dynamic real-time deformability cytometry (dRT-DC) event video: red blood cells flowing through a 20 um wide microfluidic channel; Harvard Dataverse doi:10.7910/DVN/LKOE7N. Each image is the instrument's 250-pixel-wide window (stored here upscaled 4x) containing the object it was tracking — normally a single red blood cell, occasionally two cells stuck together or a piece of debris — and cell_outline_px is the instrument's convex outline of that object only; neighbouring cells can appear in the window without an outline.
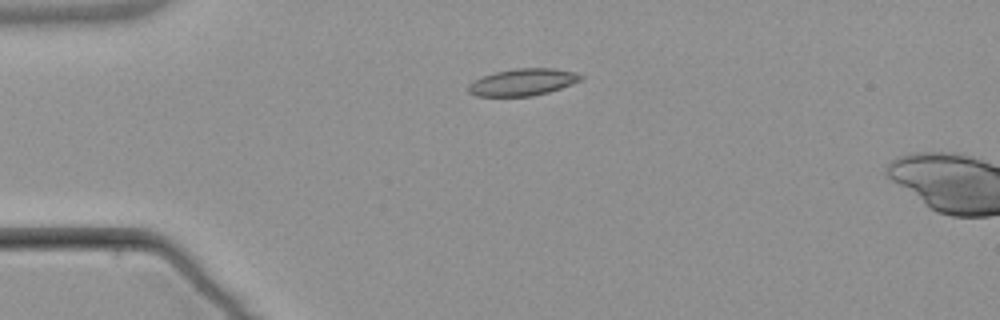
{"species": "common noctule bat (a hibernating species)", "species_latin": "Nyctalus noctula", "temperature_condition": "warm", "stored_images_in_passage": 5, "camera_frame_rate_fps": 3000, "um_per_image_px": 0.085, "animal": {"sex": "male", "body_mass_g": 21.5, "forearm_length_mm": 52.0}, "frame": {"image": 1, "passage_image": 5, "time_ms": 5.667, "image_size_px": [1000, 320], "cell_outline_px": [[584, 80], [548, 92], [532, 96], [476, 96], [468, 92], [468, 84], [484, 76], [496, 72], [516, 68], [552, 68], [576, 72], [584, 76]], "centroid_in_image_um": [44.48, 6.98], "position_along_channel_um": 40.5, "area_um2": 17.63}}